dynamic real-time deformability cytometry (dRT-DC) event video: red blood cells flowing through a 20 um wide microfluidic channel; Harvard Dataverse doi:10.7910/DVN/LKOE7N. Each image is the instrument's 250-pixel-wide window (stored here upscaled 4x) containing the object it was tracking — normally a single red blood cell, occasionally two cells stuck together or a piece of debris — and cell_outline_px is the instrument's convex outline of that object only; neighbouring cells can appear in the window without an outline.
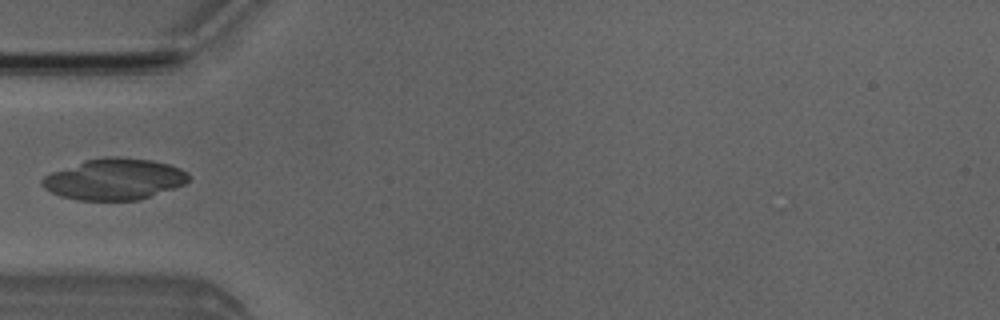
{"species": "Egyptian fruit bat (a non-hibernating species)", "species_latin": "Rousettus aegyptiacus", "temperature_condition": "room temperature", "stored_images_in_passage": 6, "camera_frame_rate_fps": 3000, "um_per_image_px": 0.085, "animal": {"sex": "male"}, "frame": {"image": 1, "passage_image": 5, "time_ms": 4.667, "image_size_px": [1000, 320], "cell_outline_px": [[188, 180], [184, 184], [140, 200], [76, 200], [60, 196], [44, 188], [40, 184], [40, 180], [44, 176], [52, 172], [84, 160], [104, 156], [120, 156], [152, 160], [168, 164], [180, 168], [188, 172]], "centroid_in_image_um": [9.69, 15.22], "position_along_channel_um": 75.3, "area_um2": 35.32}}